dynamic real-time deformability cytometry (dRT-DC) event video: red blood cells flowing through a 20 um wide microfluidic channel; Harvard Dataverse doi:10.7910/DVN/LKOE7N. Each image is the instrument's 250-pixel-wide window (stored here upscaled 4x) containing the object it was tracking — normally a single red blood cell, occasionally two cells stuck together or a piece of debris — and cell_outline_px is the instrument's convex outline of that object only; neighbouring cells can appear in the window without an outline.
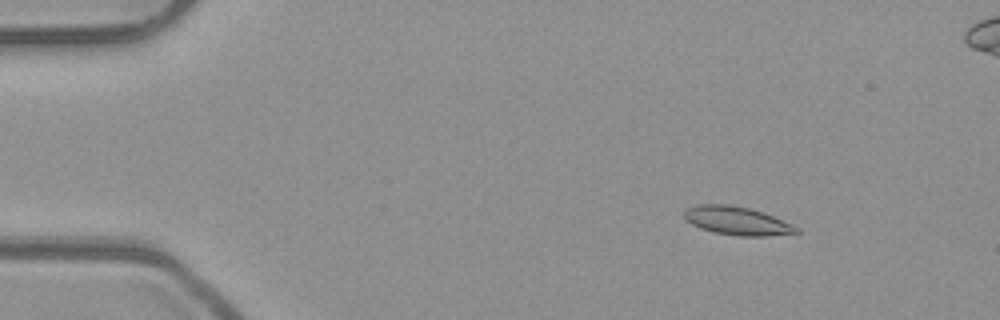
{"species": "common noctule bat (a hibernating species)", "species_latin": "Nyctalus noctula", "temperature_condition": "room temperature", "stored_images_in_passage": 50, "camera_frame_rate_fps": 3000, "um_per_image_px": 0.085, "animal": {"sex": "male", "body_mass_g": 23.1, "forearm_length_mm": 52.7}, "frame": {"image": 1, "passage_image": 4, "time_ms": 1.0, "image_size_px": [1000, 320], "cell_outline_px": [[800, 232], [768, 236], [736, 236], [712, 232], [700, 228], [684, 220], [684, 212], [688, 208], [696, 204], [728, 204], [748, 208], [764, 212], [792, 224], [800, 228]], "centroid_in_image_um": [62.64, 18.77], "position_along_channel_um": 22.4, "area_um2": 18.73}}
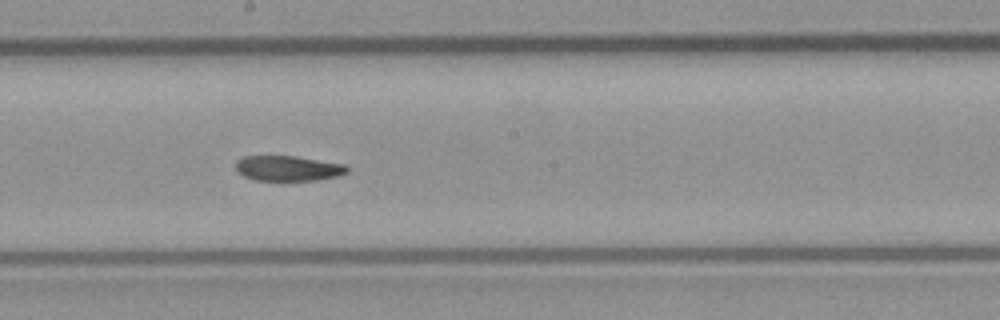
{"frame": {"image": 2, "passage_image": 26, "time_ms": 8.333, "image_size_px": [1000, 320], "cell_outline_px": [[348, 172], [340, 176], [316, 180], [284, 184], [252, 180], [236, 172], [236, 160], [244, 156], [296, 156], [344, 164], [348, 168]], "centroid_in_image_um": [24.45, 14.37], "position_along_channel_um": 223.7, "area_um2": 17.4}}
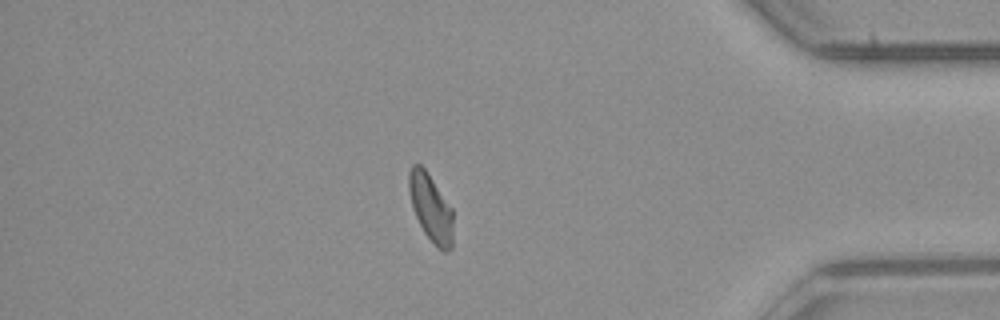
{"frame": {"image": 3, "passage_image": 42, "time_ms": 13.667, "image_size_px": [1000, 320], "cell_outline_px": [[452, 248], [444, 252], [424, 232], [412, 208], [408, 188], [408, 172], [412, 164], [420, 164], [424, 168], [452, 208]], "centroid_in_image_um": [36.59, 17.62], "position_along_channel_um": 398.6, "area_um2": 17.05}, "authors_computed_cell_mechanics": {"area_um2": 17.7735, "velocity_mm_per_s": 3.9561, "shape_relaxation_time_tau1_ms": null, "shape_relaxation_time_tau2_ms": 3.1011, "deformation_change_tau1": null, "deformation_change_tau2": 0.0785}}